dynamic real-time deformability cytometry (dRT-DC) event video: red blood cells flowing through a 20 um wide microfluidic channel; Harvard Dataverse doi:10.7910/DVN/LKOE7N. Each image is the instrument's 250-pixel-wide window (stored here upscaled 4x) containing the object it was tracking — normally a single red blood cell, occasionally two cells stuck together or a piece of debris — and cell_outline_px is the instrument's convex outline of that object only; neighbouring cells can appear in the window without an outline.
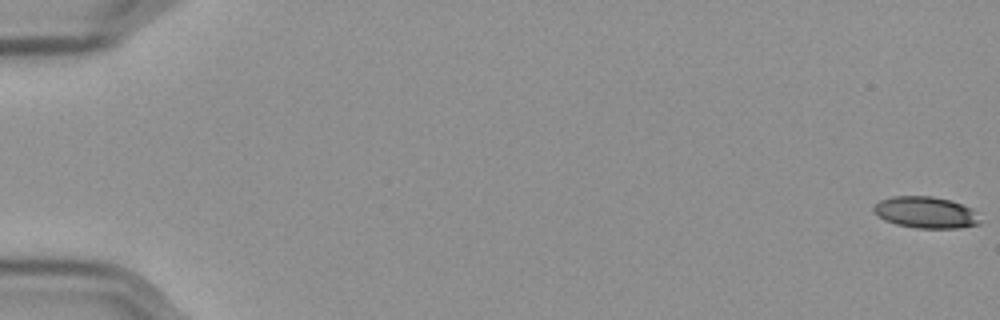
{"species": "Egyptian fruit bat (a non-hibernating species)", "species_latin": "Rousettus aegyptiacus", "temperature_condition": "cold", "stored_images_in_passage": 59, "camera_frame_rate_fps": 3000, "um_per_image_px": 0.085, "frame": {"image": 1, "passage_image": 1, "time_ms": 0.0, "image_size_px": [1000, 320], "cell_outline_px": [[980, 224], [960, 228], [916, 228], [896, 224], [884, 220], [872, 212], [872, 208], [880, 200], [892, 196], [932, 196], [952, 200], [972, 208], [980, 220]], "centroid_in_image_um": [78.67, 18.05], "position_along_channel_um": 6.3, "area_um2": 19.71}}
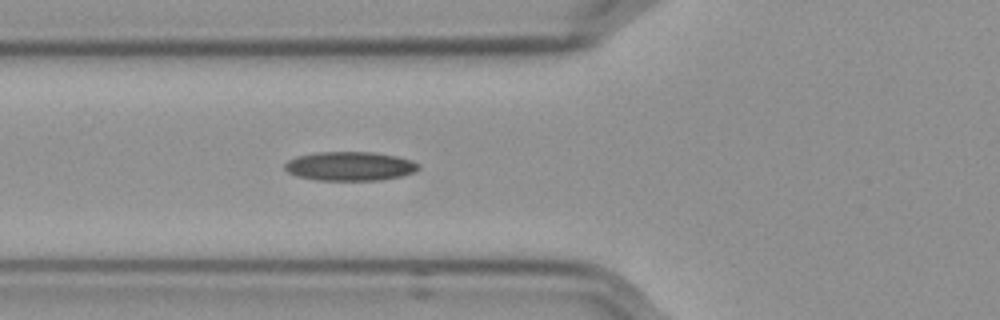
{"frame": {"image": 2, "passage_image": 23, "time_ms": 7.333, "image_size_px": [1000, 320], "cell_outline_px": [[420, 168], [416, 172], [400, 176], [380, 180], [316, 180], [296, 176], [288, 172], [284, 168], [284, 164], [288, 160], [296, 156], [316, 152], [372, 152], [396, 156], [412, 160], [420, 164]], "centroid_in_image_um": [29.74, 14.12], "position_along_channel_um": 96.1, "area_um2": 22.77}}
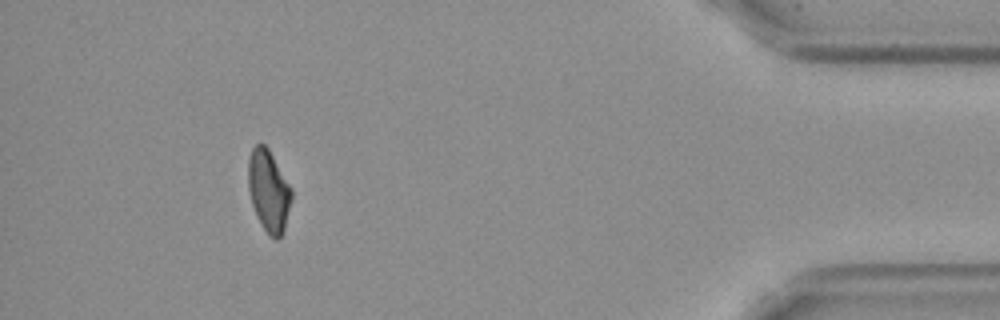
{"frame": {"image": 3, "passage_image": 54, "time_ms": 17.667, "image_size_px": [1000, 320], "cell_outline_px": [[292, 200], [284, 228], [280, 240], [276, 240], [268, 236], [260, 224], [256, 216], [252, 204], [248, 188], [248, 160], [252, 148], [260, 140], [268, 148], [292, 188]], "centroid_in_image_um": [22.83, 16.23], "position_along_channel_um": 412.4, "area_um2": 20.98}, "authors_computed_cell_mechanics": {"area_um2": 21.1548, "velocity_mm_per_s": 3.5753, "shape_relaxation_time_tau1_ms": null, "shape_relaxation_time_tau2_ms": 5.8456, "deformation_change_tau1": null, "deformation_change_tau2": 0.1326}}